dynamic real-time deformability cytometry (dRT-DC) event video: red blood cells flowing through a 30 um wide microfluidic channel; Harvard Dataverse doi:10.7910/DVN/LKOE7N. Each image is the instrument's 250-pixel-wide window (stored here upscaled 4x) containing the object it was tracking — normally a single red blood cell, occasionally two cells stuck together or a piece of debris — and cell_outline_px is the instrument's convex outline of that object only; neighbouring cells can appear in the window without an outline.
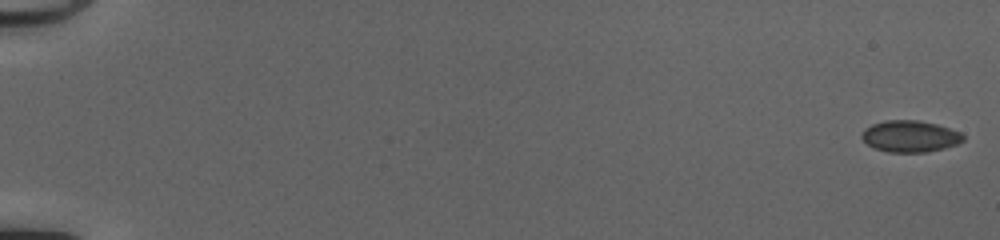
{"species": "common noctule bat (a hibernating species)", "species_latin": "Nyctalus noctula", "temperature_condition": "cold", "stored_images_in_passage": 52, "camera_frame_rate_fps": 3000, "um_per_image_px": 0.085, "animal": {"sex": "female", "body_mass_g": 20.0, "forearm_length_mm": 54.0}, "frame": {"image": 1, "passage_image": 1, "time_ms": 0.0, "image_size_px": [1000, 240], "cell_outline_px": [[964, 140], [956, 144], [944, 148], [924, 152], [888, 152], [876, 148], [868, 144], [860, 136], [864, 128], [872, 124], [884, 120], [916, 120], [936, 124], [960, 132], [964, 136]], "centroid_in_image_um": [77.33, 11.58], "position_along_channel_um": 7.7, "area_um2": 18.5}}
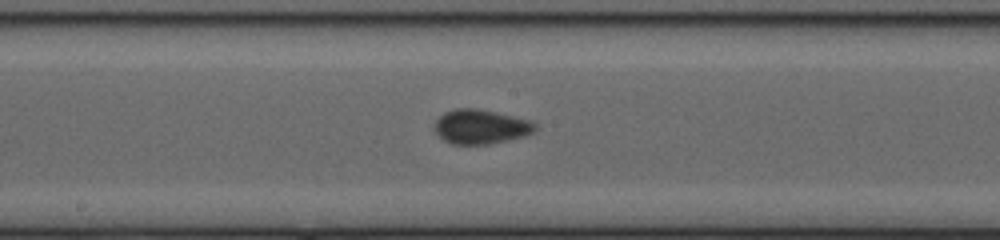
{"frame": {"image": 2, "passage_image": 30, "time_ms": 9.667, "image_size_px": [1000, 240], "cell_outline_px": [[536, 132], [524, 136], [488, 144], [452, 144], [444, 140], [432, 128], [436, 120], [444, 112], [452, 108], [476, 108], [496, 112], [528, 120], [536, 124]], "centroid_in_image_um": [40.83, 10.76], "position_along_channel_um": 207.4, "area_um2": 20.17}}
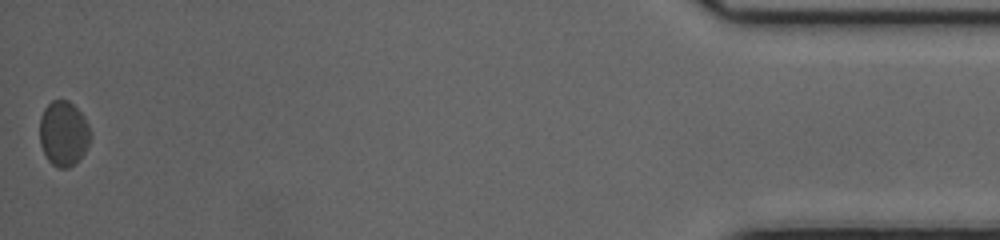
{"frame": {"image": 3, "passage_image": 52, "time_ms": 17.0, "image_size_px": [1000, 240], "cell_outline_px": [[92, 136], [88, 148], [68, 168], [56, 168], [48, 160], [40, 144], [40, 116], [44, 108], [52, 100], [68, 100], [84, 116], [92, 132]], "centroid_in_image_um": [5.41, 11.34], "position_along_channel_um": 429.8, "area_um2": 19.31}, "authors_computed_cell_mechanics": {"area_um2": 18.8139, "velocity_mm_per_s": 4.1328, "shape_relaxation_time_tau1_ms": null, "shape_relaxation_time_tau2_ms": 1.7939, "deformation_change_tau1": null, "deformation_change_tau2": 0.0659}}